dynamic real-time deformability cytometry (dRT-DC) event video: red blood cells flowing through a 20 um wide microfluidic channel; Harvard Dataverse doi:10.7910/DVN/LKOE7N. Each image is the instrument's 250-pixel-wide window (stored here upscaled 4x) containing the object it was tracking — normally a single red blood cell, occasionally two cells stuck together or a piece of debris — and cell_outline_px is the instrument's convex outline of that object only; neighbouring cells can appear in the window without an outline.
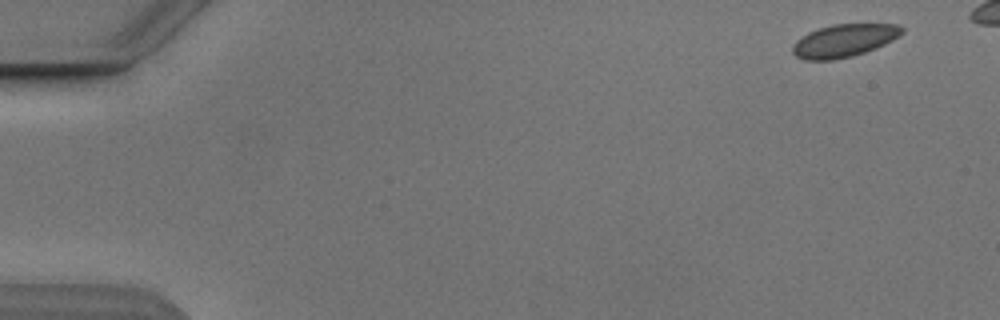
{"species": "Egyptian fruit bat (a non-hibernating species)", "species_latin": "Rousettus aegyptiacus", "temperature_condition": "cold", "stored_images_in_passage": 5, "camera_frame_rate_fps": 3000, "um_per_image_px": 0.085, "animal": {"sex": "male"}, "frame": {"image": 1, "passage_image": 1, "time_ms": 0.0, "image_size_px": [1000, 320], "cell_outline_px": [[904, 32], [900, 36], [876, 48], [852, 56], [832, 60], [804, 60], [796, 56], [792, 52], [792, 44], [800, 36], [808, 32], [832, 24], [900, 24], [904, 28]], "centroid_in_image_um": [71.73, 3.45], "position_along_channel_um": 13.3, "area_um2": 21.04}}